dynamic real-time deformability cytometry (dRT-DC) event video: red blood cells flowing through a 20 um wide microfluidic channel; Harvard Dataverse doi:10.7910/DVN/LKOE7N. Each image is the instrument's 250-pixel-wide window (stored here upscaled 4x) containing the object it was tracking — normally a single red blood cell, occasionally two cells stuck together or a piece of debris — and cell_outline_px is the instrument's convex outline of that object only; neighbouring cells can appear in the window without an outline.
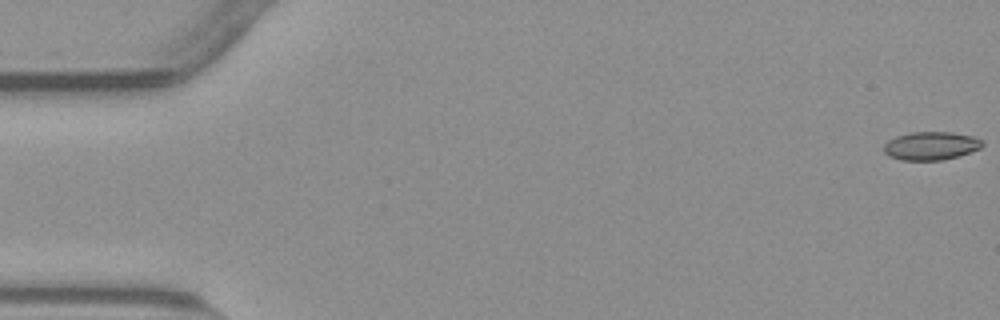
{"species": "common noctule bat (a hibernating species)", "species_latin": "Nyctalus noctula", "temperature_condition": "warm", "stored_images_in_passage": 55, "camera_frame_rate_fps": 3000, "um_per_image_px": 0.085, "animal": {"sex": "male", "body_mass_g": 23.1, "forearm_length_mm": 52.7}, "frame": {"image": 1, "passage_image": 1, "time_ms": 0.0, "image_size_px": [1000, 320], "cell_outline_px": [[984, 144], [980, 148], [956, 156], [940, 160], [900, 160], [888, 156], [884, 152], [884, 144], [888, 140], [896, 136], [912, 132], [952, 132], [972, 136], [980, 140]], "centroid_in_image_um": [79.08, 12.39], "position_along_channel_um": 5.9, "area_um2": 16.07}}
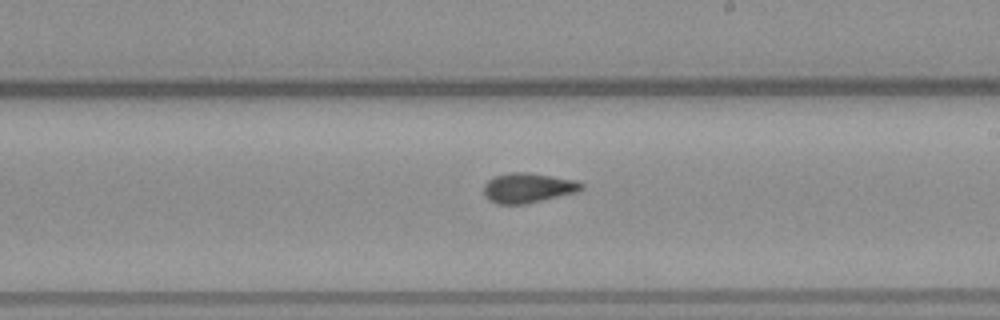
{"frame": {"image": 2, "passage_image": 32, "time_ms": 10.333, "image_size_px": [1000, 320], "cell_outline_px": [[584, 188], [576, 192], [524, 204], [496, 204], [488, 200], [484, 192], [484, 184], [488, 180], [496, 176], [512, 172], [528, 172], [572, 180], [584, 184]], "centroid_in_image_um": [44.84, 15.97], "position_along_channel_um": 244.2, "area_um2": 16.7}}
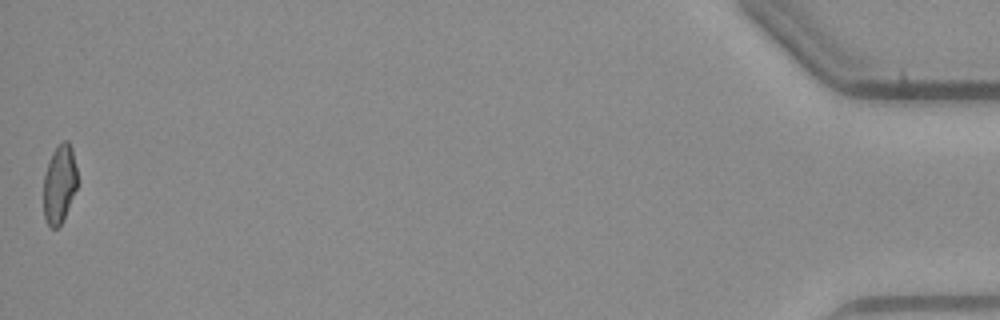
{"frame": {"image": 3, "passage_image": 55, "time_ms": 18.0, "image_size_px": [1000, 320], "cell_outline_px": [[76, 188], [64, 220], [56, 228], [52, 228], [48, 224], [44, 216], [44, 176], [52, 152], [64, 140], [68, 140], [72, 148], [76, 168]], "centroid_in_image_um": [5.05, 15.65], "position_along_channel_um": 430.2, "area_um2": 15.2}, "authors_computed_cell_mechanics": {"area_um2": 16.2996, "velocity_mm_per_s": 3.798, "shape_relaxation_time_tau1_ms": null, "shape_relaxation_time_tau2_ms": 2.3758, "deformation_change_tau1": null, "deformation_change_tau2": 0.0682}}